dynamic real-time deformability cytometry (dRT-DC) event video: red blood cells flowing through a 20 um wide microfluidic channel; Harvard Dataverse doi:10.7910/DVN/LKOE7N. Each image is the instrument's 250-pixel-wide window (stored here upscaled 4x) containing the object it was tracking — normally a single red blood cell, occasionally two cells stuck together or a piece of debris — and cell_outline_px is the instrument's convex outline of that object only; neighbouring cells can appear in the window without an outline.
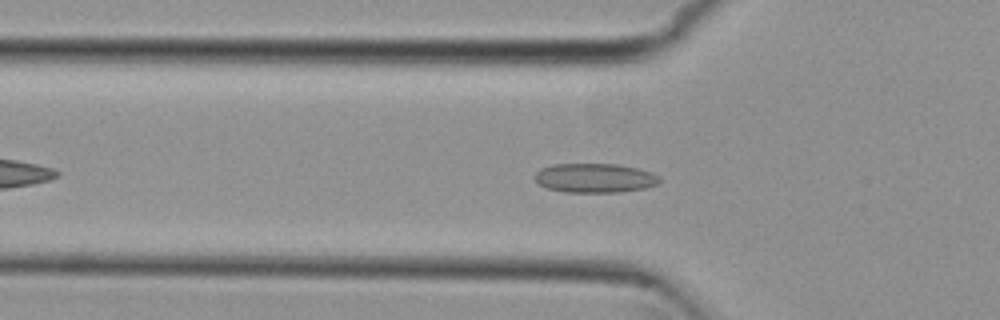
{"species": "common noctule bat (a hibernating species)", "species_latin": "Nyctalus noctula", "temperature_condition": "cold", "stored_images_in_passage": 45, "camera_frame_rate_fps": 3000, "um_per_image_px": 0.085, "animal": {"sex": "female", "body_mass_g": 29.2, "forearm_length_mm": 56.3}, "frame": {"image": 1, "passage_image": 9, "time_ms": 2.667, "image_size_px": [1000, 320], "cell_outline_px": [[660, 180], [656, 184], [644, 188], [620, 192], [564, 192], [548, 188], [540, 184], [536, 180], [536, 172], [540, 168], [552, 164], [616, 164], [636, 168], [652, 172], [660, 176]], "centroid_in_image_um": [50.56, 15.12], "position_along_channel_um": 75.2, "area_um2": 21.15}}
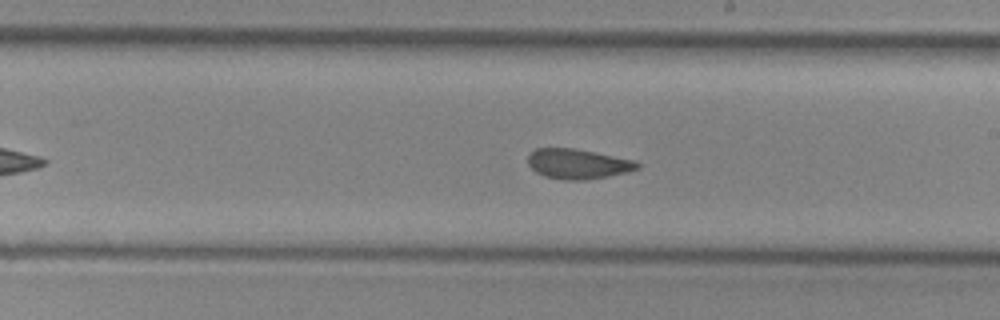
{"frame": {"image": 2, "passage_image": 22, "time_ms": 7.0, "image_size_px": [1000, 320], "cell_outline_px": [[640, 168], [628, 172], [608, 176], [584, 180], [564, 180], [544, 176], [536, 172], [528, 164], [528, 156], [536, 148], [572, 148], [636, 160], [640, 164]], "centroid_in_image_um": [49.14, 13.93], "position_along_channel_um": 239.9, "area_um2": 19.07}}
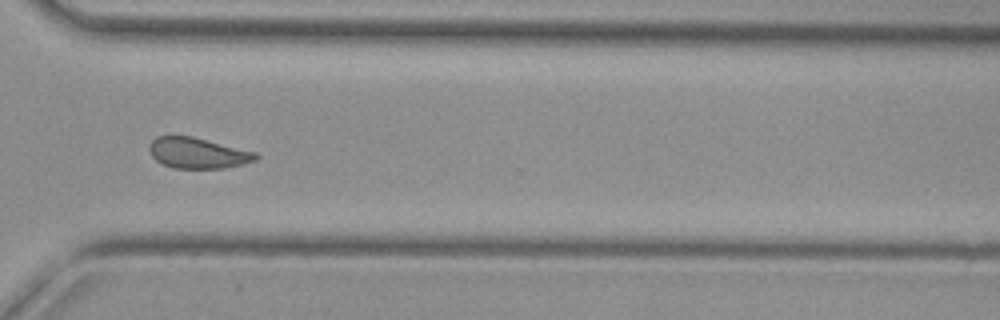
{"frame": {"image": 3, "passage_image": 31, "time_ms": 10.0, "image_size_px": [1000, 320], "cell_outline_px": [[260, 156], [256, 160], [224, 168], [176, 168], [164, 164], [156, 160], [148, 152], [148, 144], [156, 136], [192, 136], [256, 152]], "centroid_in_image_um": [16.78, 13.0], "position_along_channel_um": 353.8, "area_um2": 19.02}, "authors_computed_cell_mechanics": {"area_um2": 19.7676, "velocity_mm_per_s": 3.7942, "shape_relaxation_time_tau1_ms": null, "shape_relaxation_time_tau2_ms": 1.8749, "deformation_change_tau1": null, "deformation_change_tau2": 0.0736}}